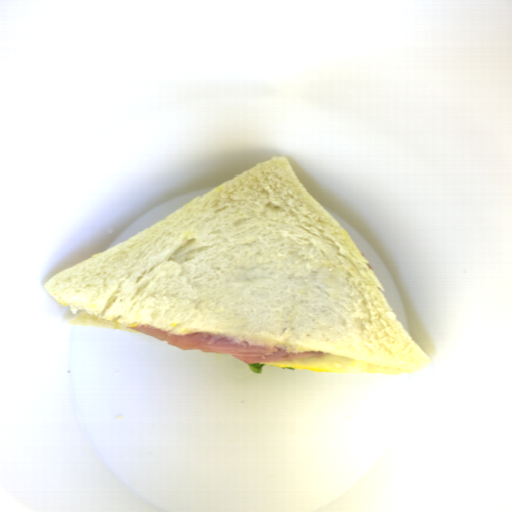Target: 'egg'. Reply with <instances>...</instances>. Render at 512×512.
Returning <instances> with one entry per match:
<instances>
[{
  "label": "egg",
  "mask_w": 512,
  "mask_h": 512,
  "mask_svg": "<svg viewBox=\"0 0 512 512\" xmlns=\"http://www.w3.org/2000/svg\"><path fill=\"white\" fill-rule=\"evenodd\" d=\"M276 368H297L319 373L363 374L369 366L347 357L328 353L317 358L298 361L262 362Z\"/></svg>",
  "instance_id": "d2b9013d"
}]
</instances>
